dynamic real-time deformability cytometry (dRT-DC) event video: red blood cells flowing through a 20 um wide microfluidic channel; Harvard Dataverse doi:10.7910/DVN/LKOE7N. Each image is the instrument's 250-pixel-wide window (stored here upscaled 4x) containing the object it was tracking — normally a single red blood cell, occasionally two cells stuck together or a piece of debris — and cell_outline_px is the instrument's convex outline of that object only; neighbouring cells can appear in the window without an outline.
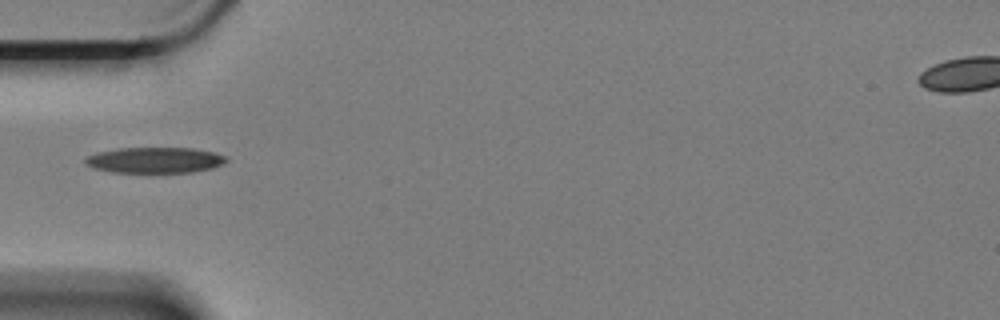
{"species": "Egyptian fruit bat (a non-hibernating species)", "species_latin": "Rousettus aegyptiacus", "temperature_condition": "cold", "stored_images_in_passage": 6, "camera_frame_rate_fps": 3000, "um_per_image_px": 0.085, "animal": {"sex": "female"}, "frame": {"image": 1, "passage_image": 1, "time_ms": 0.0, "image_size_px": [1000, 320], "cell_outline_px": [[228, 160], [224, 164], [212, 168], [192, 172], [112, 172], [96, 168], [88, 164], [84, 160], [88, 156], [96, 152], [120, 148], [192, 148], [212, 152], [224, 156]], "centroid_in_image_um": [13.19, 13.61], "position_along_channel_um": 71.8, "area_um2": 20.92}}
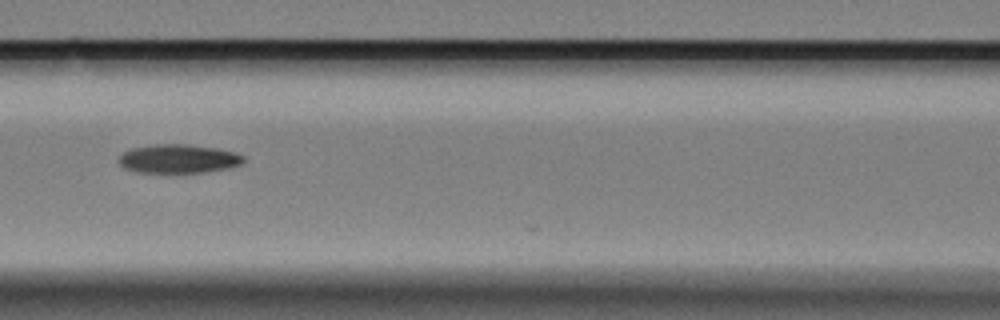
{"frame": {"image": 2, "passage_image": 3, "time_ms": 0.667, "image_size_px": [1000, 320], "cell_outline_px": [[244, 160], [240, 164], [228, 168], [204, 172], [136, 172], [124, 168], [116, 160], [124, 152], [132, 148], [152, 144], [188, 144], [216, 148], [236, 152], [244, 156]], "centroid_in_image_um": [15.15, 13.48], "position_along_channel_um": 151.5, "area_um2": 20.92}}
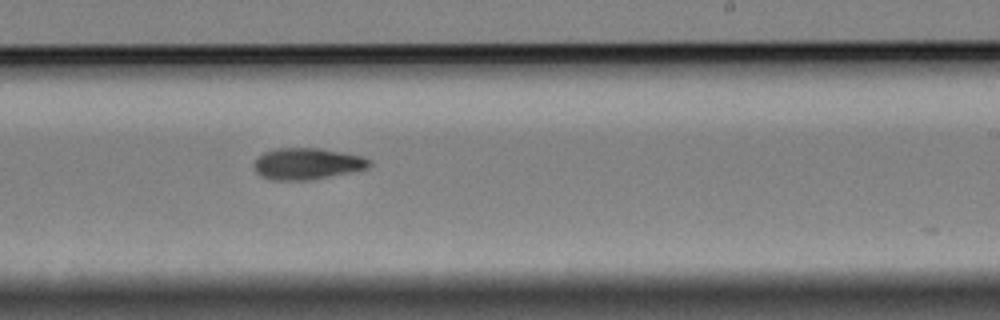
{"frame": {"image": 3, "passage_image": 6, "time_ms": 1.667, "image_size_px": [1000, 320], "cell_outline_px": [[372, 164], [368, 168], [308, 180], [272, 180], [260, 176], [256, 172], [256, 160], [264, 152], [276, 148], [320, 148], [360, 156], [368, 160]], "centroid_in_image_um": [26.08, 13.91], "position_along_channel_um": 262.9, "area_um2": 20.69}}